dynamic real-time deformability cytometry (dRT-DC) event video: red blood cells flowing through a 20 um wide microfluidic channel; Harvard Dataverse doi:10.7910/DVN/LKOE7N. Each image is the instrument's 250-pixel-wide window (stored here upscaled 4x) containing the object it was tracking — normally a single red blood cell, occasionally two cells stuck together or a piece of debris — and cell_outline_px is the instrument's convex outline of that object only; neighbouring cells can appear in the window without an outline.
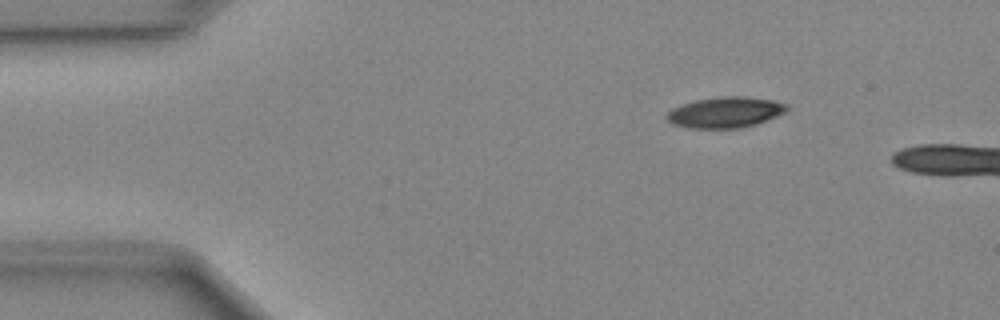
{"species": "Egyptian fruit bat (a non-hibernating species)", "species_latin": "Rousettus aegyptiacus", "temperature_condition": "cold", "stored_images_in_passage": 7, "camera_frame_rate_fps": 3000, "um_per_image_px": 0.085, "animal": {"sex": "female"}, "frame": {"image": 1, "passage_image": 1, "time_ms": 0.0, "image_size_px": [1000, 320], "cell_outline_px": [[792, 108], [788, 112], [756, 124], [740, 128], [692, 128], [672, 124], [664, 116], [672, 108], [680, 104], [696, 100], [720, 96], [744, 96], [772, 100], [788, 104]], "centroid_in_image_um": [61.68, 9.54], "position_along_channel_um": 23.3, "area_um2": 21.85}}